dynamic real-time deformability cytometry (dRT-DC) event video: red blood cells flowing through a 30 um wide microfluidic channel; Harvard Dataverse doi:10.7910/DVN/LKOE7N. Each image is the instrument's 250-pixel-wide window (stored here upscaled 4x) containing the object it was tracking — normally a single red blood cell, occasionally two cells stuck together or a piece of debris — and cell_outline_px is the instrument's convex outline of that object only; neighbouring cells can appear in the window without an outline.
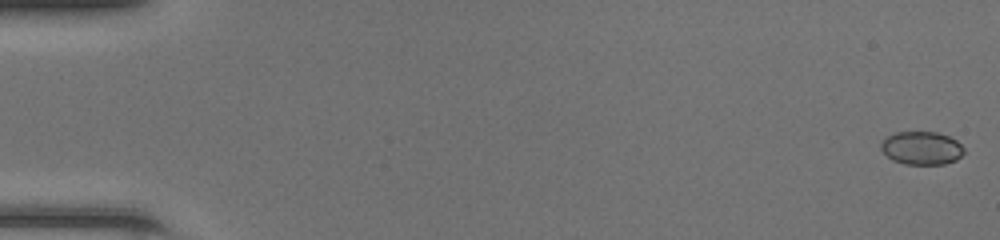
{"species": "common noctule bat (a hibernating species)", "species_latin": "Nyctalus noctula", "temperature_condition": "room temperature", "stored_images_in_passage": 49, "camera_frame_rate_fps": 3000, "um_per_image_px": 0.085, "animal": {"sex": "female", "body_mass_g": 20.0, "forearm_length_mm": 54.0}, "frame": {"image": 1, "passage_image": 1, "time_ms": 0.0, "image_size_px": [1000, 240], "cell_outline_px": [[964, 152], [956, 160], [944, 164], [904, 164], [892, 160], [880, 148], [880, 144], [888, 136], [896, 132], [936, 132], [948, 136], [956, 140], [964, 148]], "centroid_in_image_um": [78.34, 12.59], "position_along_channel_um": 6.7, "area_um2": 15.95}}
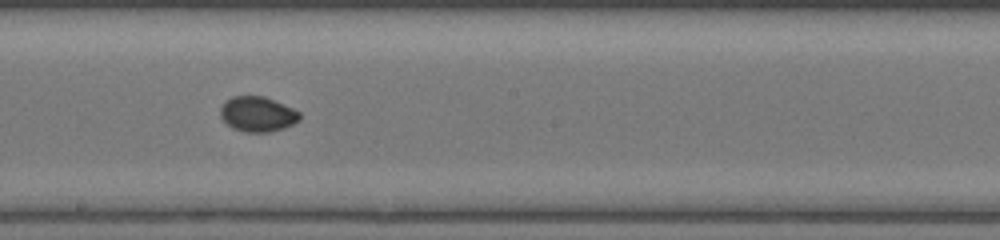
{"frame": {"image": 2, "passage_image": 28, "time_ms": 9.0, "image_size_px": [1000, 240], "cell_outline_px": [[300, 120], [284, 128], [268, 132], [244, 132], [232, 128], [220, 116], [220, 108], [224, 100], [232, 96], [264, 96], [292, 108], [300, 112]], "centroid_in_image_um": [21.87, 9.69], "position_along_channel_um": 226.3, "area_um2": 16.24}}
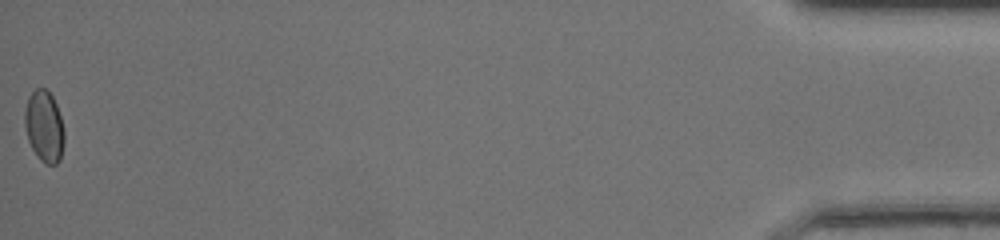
{"frame": {"image": 3, "passage_image": 49, "time_ms": 16.0, "image_size_px": [1000, 240], "cell_outline_px": [[64, 140], [60, 160], [56, 164], [48, 164], [40, 160], [36, 156], [28, 140], [24, 124], [24, 112], [28, 96], [36, 88], [44, 88], [52, 96], [56, 104], [64, 128]], "centroid_in_image_um": [3.75, 10.74], "position_along_channel_um": 431.5, "area_um2": 16.47}, "authors_computed_cell_mechanics": {"area_um2": 16.2418, "velocity_mm_per_s": 4.3246, "shape_relaxation_time_tau1_ms": 6.5362, "shape_relaxation_time_tau2_ms": null, "deformation_change_tau1": 0.1177, "deformation_change_tau2": null}}